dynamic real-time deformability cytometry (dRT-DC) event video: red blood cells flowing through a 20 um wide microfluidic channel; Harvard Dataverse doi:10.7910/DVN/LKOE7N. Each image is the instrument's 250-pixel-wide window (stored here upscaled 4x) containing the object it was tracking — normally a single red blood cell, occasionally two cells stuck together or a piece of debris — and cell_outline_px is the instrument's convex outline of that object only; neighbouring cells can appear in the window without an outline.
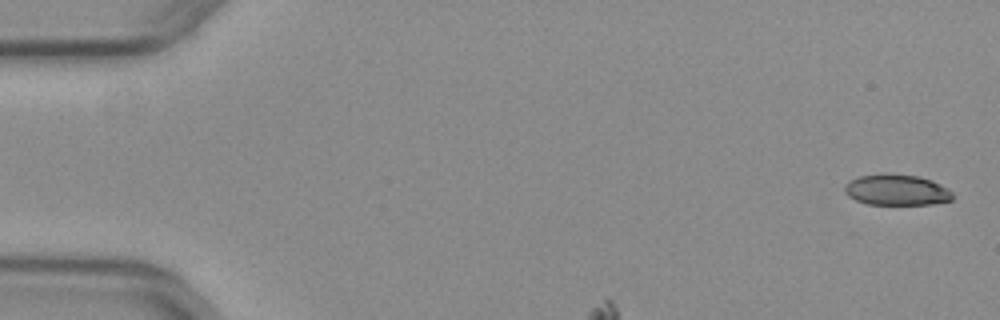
{"species": "common noctule bat (a hibernating species)", "species_latin": "Nyctalus noctula", "temperature_condition": "warm", "stored_images_in_passage": 46, "camera_frame_rate_fps": 3000, "um_per_image_px": 0.085, "animal": {"sex": "female", "body_mass_g": 29.2, "forearm_length_mm": 56.3}, "frame": {"image": 1, "passage_image": 1, "time_ms": 0.0, "image_size_px": [1000, 320], "cell_outline_px": [[952, 200], [932, 204], [868, 204], [856, 200], [848, 196], [844, 192], [844, 188], [852, 180], [860, 176], [916, 176], [932, 180], [948, 188], [952, 192]], "centroid_in_image_um": [76.26, 16.19], "position_along_channel_um": 8.7, "area_um2": 18.61}}
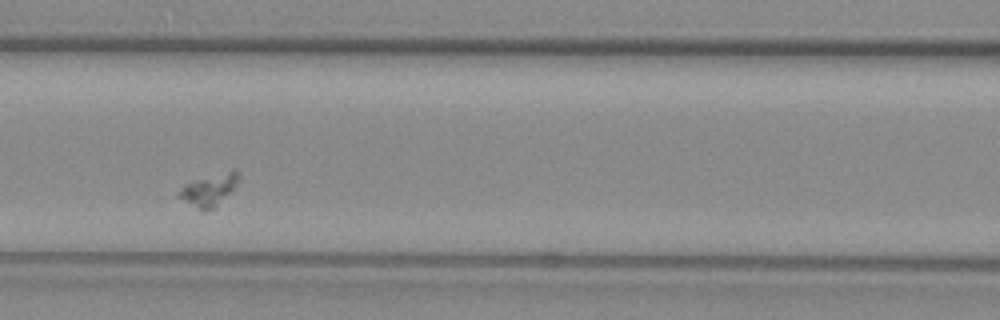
{"frame": {"image": 2, "passage_image": 15, "time_ms": 4.667, "image_size_px": [1000, 320], "cell_outline_px": [[240, 176], [236, 184], [212, 208], [204, 212], [176, 196], [176, 192], [192, 180], [232, 168], [236, 168], [240, 172]], "centroid_in_image_um": [17.76, 16.07], "position_along_channel_um": 148.8, "area_um2": 11.04}}
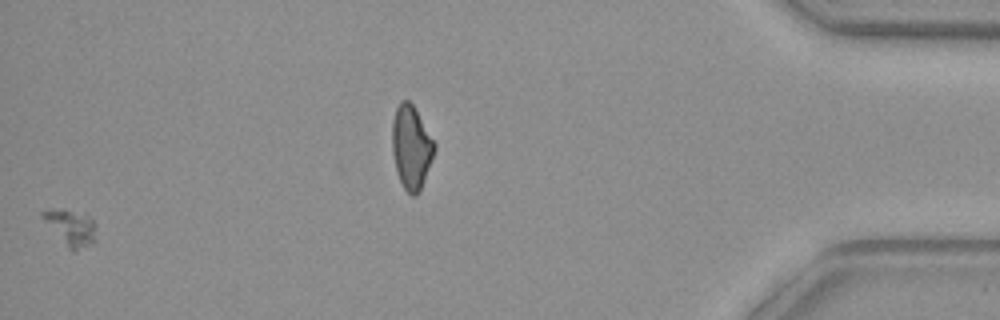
{"frame": {"image": 3, "passage_image": 45, "time_ms": 14.667, "image_size_px": [1000, 320], "cell_outline_px": [[96, 240], [76, 252], [72, 252], [68, 248], [40, 216], [40, 212], [48, 208], [64, 208], [88, 216], [96, 224]], "centroid_in_image_um": [6.01, 19.33], "position_along_channel_um": 429.2, "area_um2": 11.33}}